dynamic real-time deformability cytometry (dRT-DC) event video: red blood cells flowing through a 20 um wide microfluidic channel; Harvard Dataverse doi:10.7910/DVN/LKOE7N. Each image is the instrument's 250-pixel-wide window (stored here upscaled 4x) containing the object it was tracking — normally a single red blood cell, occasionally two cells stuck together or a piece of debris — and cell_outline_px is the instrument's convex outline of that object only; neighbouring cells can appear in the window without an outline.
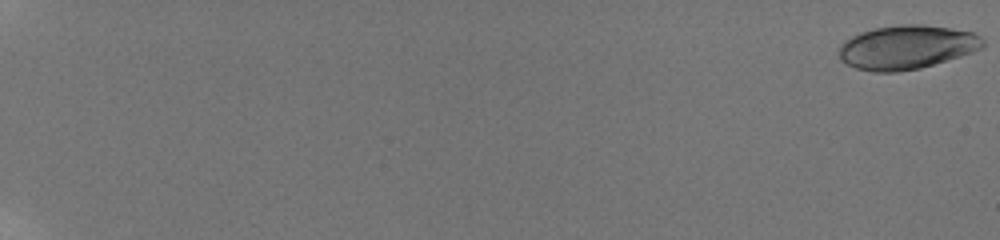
{"species": "human", "species_latin": "Homo sapiens", "temperature_condition": "room temperature", "stored_images_in_passage": 61, "camera_frame_rate_fps": 3000, "um_per_image_px": 0.085, "donor": {"sex": "male"}, "frame": {"image": 1, "passage_image": 1, "time_ms": 0.0, "image_size_px": [1000, 240], "cell_outline_px": [[984, 48], [960, 56], [920, 68], [896, 72], [872, 72], [856, 68], [840, 60], [840, 44], [852, 36], [860, 32], [876, 28], [900, 24], [920, 24], [948, 28], [972, 32], [980, 36], [984, 40]], "centroid_in_image_um": [77.07, 4.01], "position_along_channel_um": 7.9, "area_um2": 36.65}}
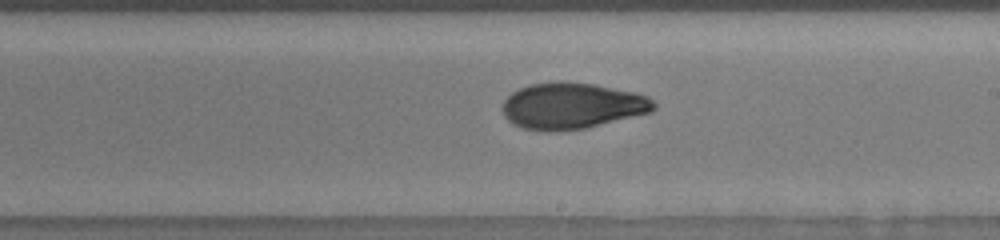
{"frame": {"image": 2, "passage_image": 40, "time_ms": 13.0, "image_size_px": [1000, 240], "cell_outline_px": [[656, 108], [652, 112], [588, 128], [552, 132], [520, 128], [512, 124], [504, 116], [504, 100], [512, 92], [528, 84], [556, 80], [568, 80], [596, 84], [636, 92], [648, 96], [656, 104]], "centroid_in_image_um": [48.64, 8.98], "position_along_channel_um": 240.4, "area_um2": 41.56}}
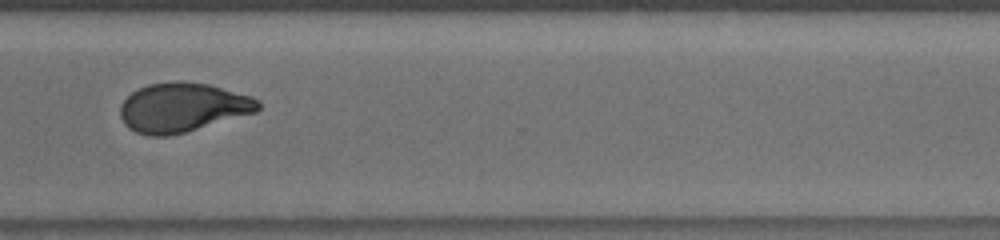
{"frame": {"image": 3, "passage_image": 49, "time_ms": 16.0, "image_size_px": [1000, 240], "cell_outline_px": [[260, 108], [256, 112], [184, 132], [168, 136], [148, 136], [136, 132], [128, 128], [124, 124], [120, 116], [120, 104], [132, 92], [148, 84], [176, 80], [184, 80], [208, 84], [252, 96], [260, 104]], "centroid_in_image_um": [15.48, 9.12], "position_along_channel_um": 355.1, "area_um2": 39.54}}